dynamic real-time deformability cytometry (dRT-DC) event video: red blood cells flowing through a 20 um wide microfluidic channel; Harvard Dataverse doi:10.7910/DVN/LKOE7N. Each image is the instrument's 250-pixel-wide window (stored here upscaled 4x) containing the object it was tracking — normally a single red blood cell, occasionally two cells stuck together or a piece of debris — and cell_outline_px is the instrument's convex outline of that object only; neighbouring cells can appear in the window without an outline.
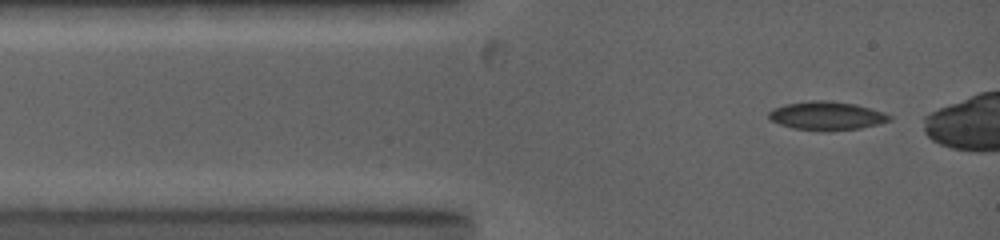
{"species": "common noctule bat (a hibernating species)", "species_latin": "Nyctalus noctula", "temperature_condition": "warm", "stored_images_in_passage": 6, "camera_frame_rate_fps": 5000, "um_per_image_px": 0.085, "animal": {"sex": "female", "body_mass_g": 19.0, "forearm_length_mm": 53.3}, "frame": {"image": 1, "passage_image": 1, "time_ms": 0.0, "image_size_px": [1000, 240], "cell_outline_px": [[892, 120], [880, 124], [860, 128], [832, 132], [824, 132], [792, 128], [780, 124], [772, 120], [768, 116], [768, 112], [772, 108], [784, 104], [808, 100], [828, 100], [856, 104], [884, 112], [892, 116]], "centroid_in_image_um": [70.28, 9.85], "position_along_channel_um": 14.7, "area_um2": 20.58}}